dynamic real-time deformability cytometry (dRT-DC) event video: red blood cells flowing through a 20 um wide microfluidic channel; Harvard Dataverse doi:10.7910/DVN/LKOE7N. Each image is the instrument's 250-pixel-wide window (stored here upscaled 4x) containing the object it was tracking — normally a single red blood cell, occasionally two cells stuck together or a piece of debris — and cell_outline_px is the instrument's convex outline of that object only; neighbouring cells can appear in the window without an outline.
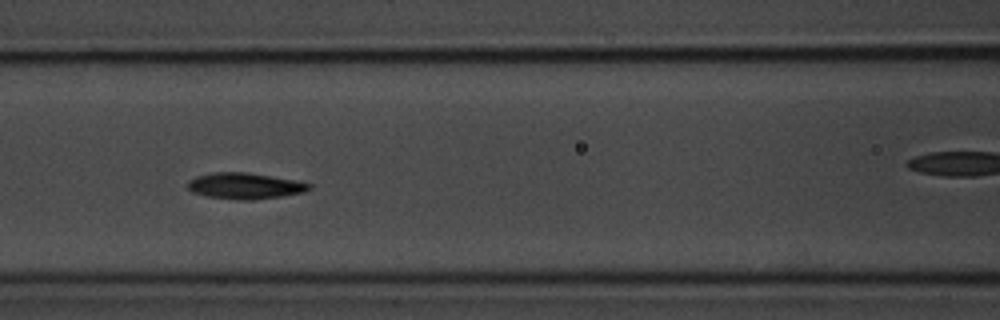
{"species": "common noctule bat (a hibernating species)", "species_latin": "Nyctalus noctula", "temperature_condition": "room temperature", "stored_images_in_passage": 16, "camera_frame_rate_fps": 3000, "um_per_image_px": 0.085, "animal": {"sex": "male", "body_mass_g": 20.1, "forearm_length_mm": 53.5}, "frame": {"image": 1, "passage_image": 7, "time_ms": 7.667, "image_size_px": [1000, 320], "cell_outline_px": [[312, 188], [304, 192], [280, 196], [252, 200], [240, 200], [208, 196], [192, 192], [188, 188], [188, 180], [196, 176], [212, 172], [248, 172], [300, 180], [312, 184]], "centroid_in_image_um": [20.86, 15.78], "position_along_channel_um": 145.7, "area_um2": 18.67}, "authors_computed_cell_mechanics": {"area_um2": 17.5134, "velocity_mm_per_s": 3.5918, "shape_relaxation_time_tau1_ms": 1.6834, "shape_relaxation_time_tau2_ms": 2.1984, "deformation_change_tau1": 0.0892, "deformation_change_tau2": 0.0607}}